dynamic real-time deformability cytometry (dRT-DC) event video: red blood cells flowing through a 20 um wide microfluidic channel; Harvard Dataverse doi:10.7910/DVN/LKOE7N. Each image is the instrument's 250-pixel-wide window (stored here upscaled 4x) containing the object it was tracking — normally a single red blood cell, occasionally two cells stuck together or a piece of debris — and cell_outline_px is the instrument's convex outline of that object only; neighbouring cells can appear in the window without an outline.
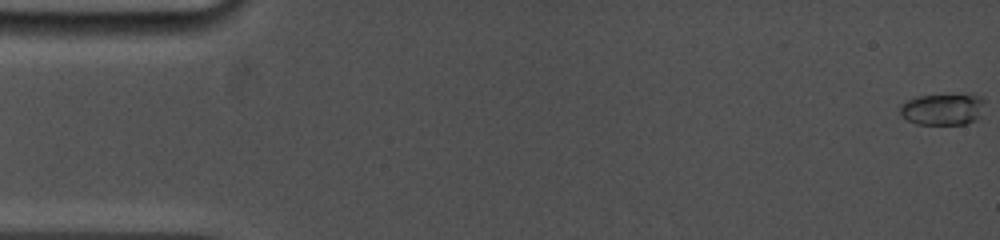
{"species": "common noctule bat (a hibernating species)", "species_latin": "Nyctalus noctula", "temperature_condition": "cold", "stored_images_in_passage": 55, "camera_frame_rate_fps": 5000, "um_per_image_px": 0.085, "animal": {"sex": "female", "body_mass_g": 19.0, "forearm_length_mm": 53.3}, "frame": {"image": 1, "passage_image": 1, "time_ms": 0.0, "image_size_px": [1000, 240], "cell_outline_px": [[984, 100], [980, 116], [976, 120], [964, 124], [916, 124], [900, 116], [900, 104], [908, 100], [920, 96], [972, 92], [980, 96]], "centroid_in_image_um": [80.16, 9.25], "position_along_channel_um": 4.8, "area_um2": 16.01}}
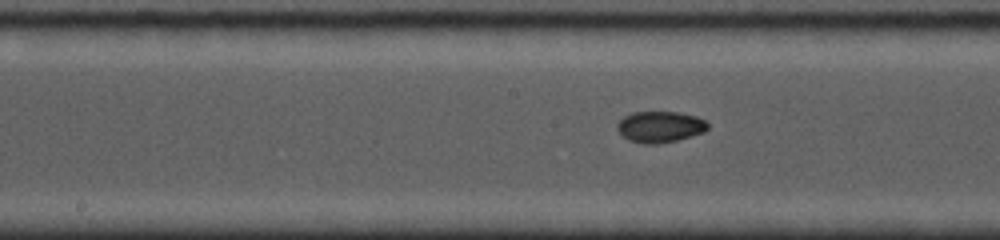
{"frame": {"image": 2, "passage_image": 25, "time_ms": 8.4, "image_size_px": [1000, 240], "cell_outline_px": [[708, 128], [704, 132], [692, 136], [676, 140], [656, 144], [644, 144], [628, 140], [616, 128], [616, 124], [624, 116], [632, 112], [680, 112], [696, 116], [704, 120], [708, 124]], "centroid_in_image_um": [56.09, 10.77], "position_along_channel_um": 192.1, "area_um2": 16.47}}
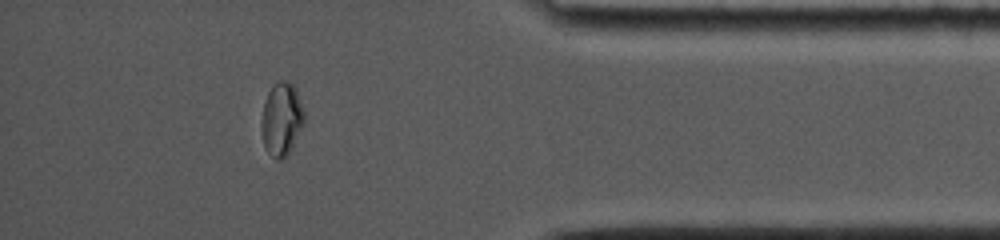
{"frame": {"image": 3, "passage_image": 48, "time_ms": 14.4, "image_size_px": [1000, 240], "cell_outline_px": [[304, 124], [292, 148], [280, 160], [276, 160], [268, 152], [264, 144], [260, 124], [264, 104], [268, 92], [272, 84], [280, 80], [284, 80], [292, 84], [296, 88], [304, 112]], "centroid_in_image_um": [23.93, 10.11], "position_along_channel_um": 411.3, "area_um2": 18.21}, "authors_computed_cell_mechanics": {"area_um2": 16.184, "velocity_mm_per_s": 3.9403, "shape_relaxation_time_tau1_ms": 7.7832, "shape_relaxation_time_tau2_ms": 1.0129, "deformation_change_tau1": 0.2319, "deformation_change_tau2": 0.0275}}